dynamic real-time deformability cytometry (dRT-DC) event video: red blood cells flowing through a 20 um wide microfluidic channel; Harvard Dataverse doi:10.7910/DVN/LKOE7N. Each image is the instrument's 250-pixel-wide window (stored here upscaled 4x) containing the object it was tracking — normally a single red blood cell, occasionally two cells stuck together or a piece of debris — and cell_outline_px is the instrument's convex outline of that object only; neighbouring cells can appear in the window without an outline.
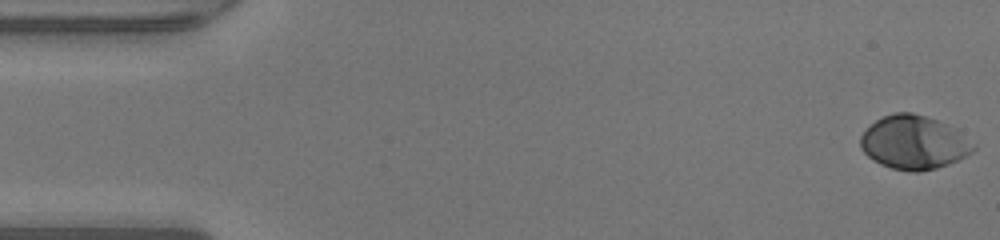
{"species": "human", "species_latin": "Homo sapiens", "temperature_condition": "warm", "stored_images_in_passage": 49, "camera_frame_rate_fps": 3000, "um_per_image_px": 0.085, "donor": {"sex": "male"}, "frame": {"image": 1, "passage_image": 1, "time_ms": 0.0, "image_size_px": [1000, 240], "cell_outline_px": [[976, 148], [972, 152], [948, 164], [936, 168], [920, 172], [912, 172], [892, 168], [880, 164], [872, 160], [860, 148], [860, 136], [876, 120], [884, 116], [896, 112], [912, 112], [948, 124], [956, 128], [976, 144]], "centroid_in_image_um": [77.69, 12.11], "position_along_channel_um": 7.3, "area_um2": 35.32}}
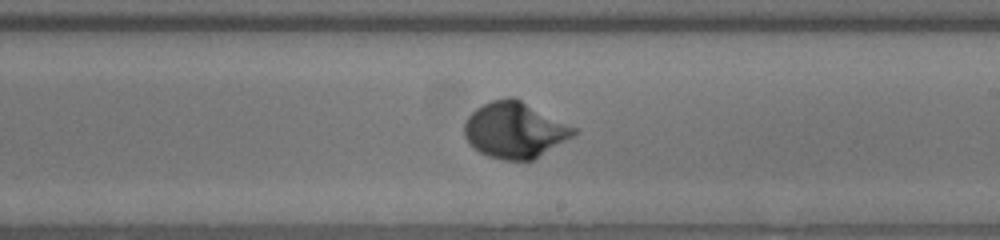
{"frame": {"image": 2, "passage_image": 28, "time_ms": 9.0, "image_size_px": [1000, 240], "cell_outline_px": [[580, 128], [572, 136], [532, 160], [504, 160], [488, 156], [480, 152], [464, 136], [464, 124], [468, 116], [476, 108], [492, 100], [508, 96], [516, 96]], "centroid_in_image_um": [43.79, 11.01], "position_along_channel_um": 245.2, "area_um2": 35.95}}
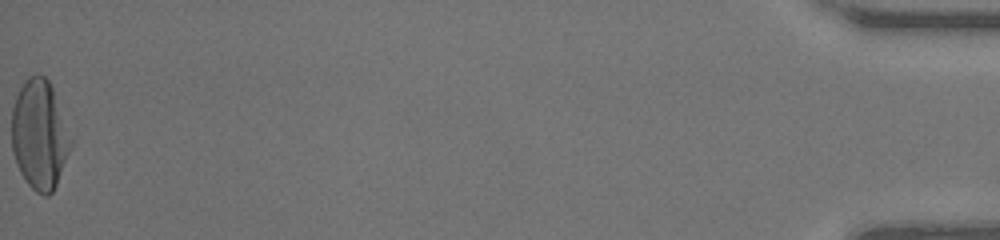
{"frame": {"image": 3, "passage_image": 49, "time_ms": 16.0, "image_size_px": [1000, 240], "cell_outline_px": [[72, 144], [56, 184], [52, 192], [48, 196], [44, 196], [36, 192], [28, 184], [20, 172], [16, 164], [12, 152], [12, 108], [16, 96], [24, 80], [28, 76], [44, 76], [48, 80], [52, 88], [72, 140]], "centroid_in_image_um": [3.34, 11.47], "position_along_channel_um": 431.9, "area_um2": 37.22}, "authors_computed_cell_mechanics": {"area_um2": 33.9286, "velocity_mm_per_s": 4.2645, "shape_relaxation_time_tau1_ms": 2.4348, "shape_relaxation_time_tau2_ms": null, "deformation_change_tau1": 0.1912, "deformation_change_tau2": null}}